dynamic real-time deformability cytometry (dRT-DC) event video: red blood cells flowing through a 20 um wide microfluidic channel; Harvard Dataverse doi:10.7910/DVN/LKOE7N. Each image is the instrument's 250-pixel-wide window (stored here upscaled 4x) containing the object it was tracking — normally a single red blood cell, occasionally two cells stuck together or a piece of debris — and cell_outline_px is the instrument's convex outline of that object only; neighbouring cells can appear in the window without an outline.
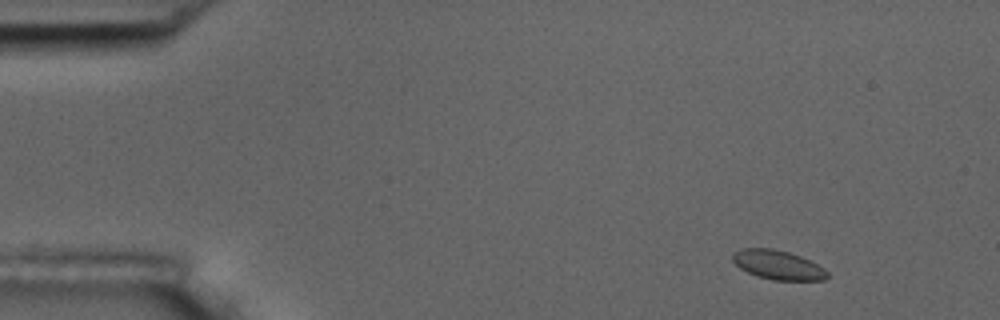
{"species": "common noctule bat (a hibernating species)", "species_latin": "Nyctalus noctula", "temperature_condition": "room temperature", "stored_images_in_passage": 8, "camera_frame_rate_fps": 3000, "um_per_image_px": 0.085, "animal": {"sex": "male", "body_mass_g": 17.5, "forearm_length_mm": 52.3}, "frame": {"image": 1, "passage_image": 2, "time_ms": 0.333, "image_size_px": [1000, 320], "cell_outline_px": [[828, 276], [824, 280], [772, 280], [756, 276], [740, 268], [732, 260], [732, 252], [740, 248], [772, 248], [788, 252], [800, 256], [824, 268], [828, 272]], "centroid_in_image_um": [66.09, 22.51], "position_along_channel_um": 18.9, "area_um2": 16.13}}